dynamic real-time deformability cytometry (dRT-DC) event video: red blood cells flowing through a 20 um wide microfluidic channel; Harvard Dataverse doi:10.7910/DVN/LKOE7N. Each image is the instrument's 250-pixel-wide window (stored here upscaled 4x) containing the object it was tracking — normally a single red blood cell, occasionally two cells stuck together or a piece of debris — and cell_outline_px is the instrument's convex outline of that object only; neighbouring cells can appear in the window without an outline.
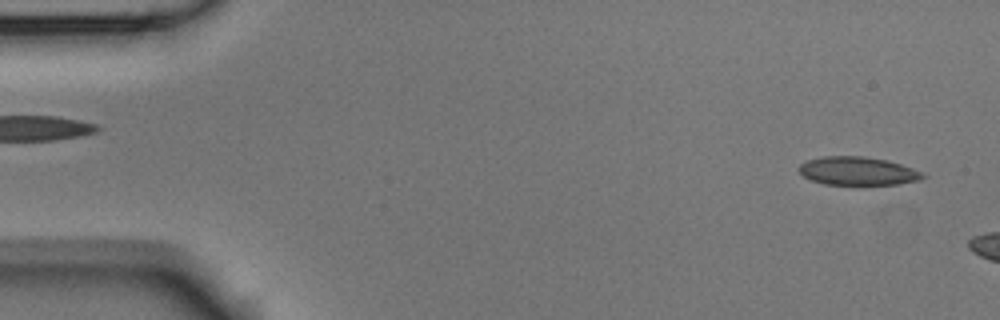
{"species": "Egyptian fruit bat (a non-hibernating species)", "species_latin": "Rousettus aegyptiacus", "temperature_condition": "room temperature", "stored_images_in_passage": 4, "segment_of_instrument_passage": [2, 2], "camera_frame_rate_fps": 3000, "um_per_image_px": 0.085, "animal": {"sex": "male"}, "frame": {"image": 1, "passage_image": 4, "time_ms": 1.0, "image_size_px": [1000, 320], "cell_outline_px": [[928, 176], [920, 180], [896, 184], [824, 184], [812, 180], [804, 176], [800, 172], [800, 164], [808, 160], [824, 156], [864, 156], [888, 160], [924, 172]], "centroid_in_image_um": [72.96, 14.53], "position_along_channel_um": 12.0, "area_um2": 20.35}}